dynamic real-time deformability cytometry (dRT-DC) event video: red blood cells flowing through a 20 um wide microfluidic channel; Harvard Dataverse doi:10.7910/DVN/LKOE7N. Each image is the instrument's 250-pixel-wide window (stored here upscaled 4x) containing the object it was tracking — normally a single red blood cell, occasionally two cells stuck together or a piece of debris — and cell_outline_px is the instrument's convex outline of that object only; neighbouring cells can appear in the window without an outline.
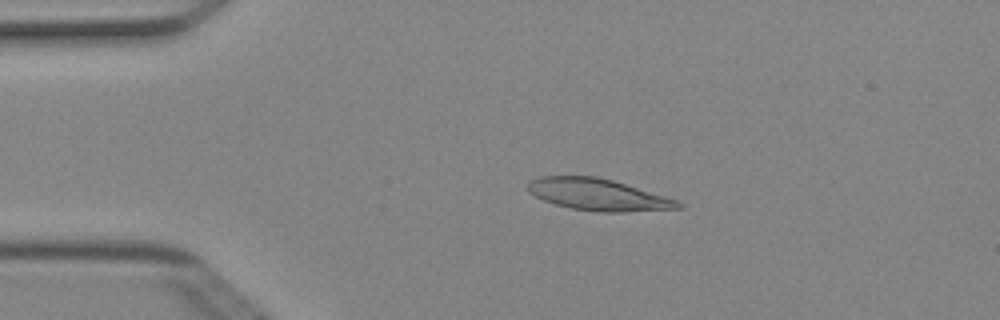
{"species": "Egyptian fruit bat (a non-hibernating species)", "species_latin": "Rousettus aegyptiacus", "temperature_condition": "cold", "stored_images_in_passage": 4, "camera_frame_rate_fps": 3000, "um_per_image_px": 0.085, "animal": {"sex": "female"}, "frame": {"image": 1, "passage_image": 3, "time_ms": 0.667, "image_size_px": [1000, 320], "cell_outline_px": [[684, 208], [624, 212], [600, 212], [572, 208], [556, 204], [544, 200], [528, 192], [528, 180], [540, 176], [596, 176], [612, 180], [676, 200], [684, 204]], "centroid_in_image_um": [50.82, 16.54], "position_along_channel_um": 34.2, "area_um2": 27.51}}
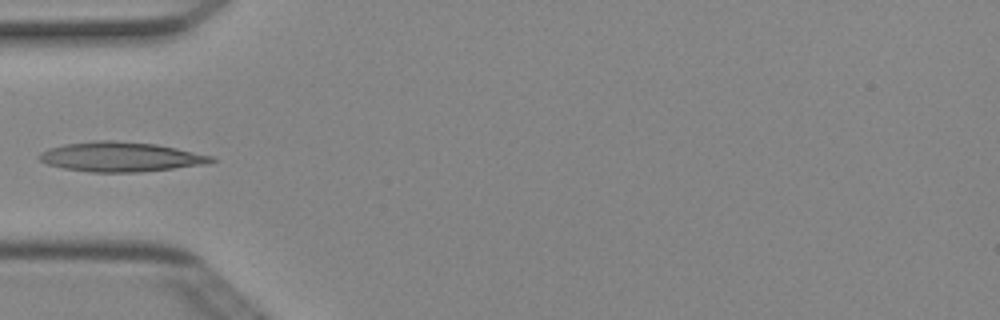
{"frame": {"image": 2, "passage_image": 4, "time_ms": 1.0, "image_size_px": [1000, 320], "cell_outline_px": [[216, 160], [208, 164], [136, 172], [88, 172], [64, 168], [48, 164], [40, 160], [36, 156], [40, 152], [48, 148], [64, 144], [96, 140], [112, 140], [156, 144], [176, 148], [212, 156]], "centroid_in_image_um": [10.21, 13.32], "position_along_channel_um": 74.8, "area_um2": 29.65}}